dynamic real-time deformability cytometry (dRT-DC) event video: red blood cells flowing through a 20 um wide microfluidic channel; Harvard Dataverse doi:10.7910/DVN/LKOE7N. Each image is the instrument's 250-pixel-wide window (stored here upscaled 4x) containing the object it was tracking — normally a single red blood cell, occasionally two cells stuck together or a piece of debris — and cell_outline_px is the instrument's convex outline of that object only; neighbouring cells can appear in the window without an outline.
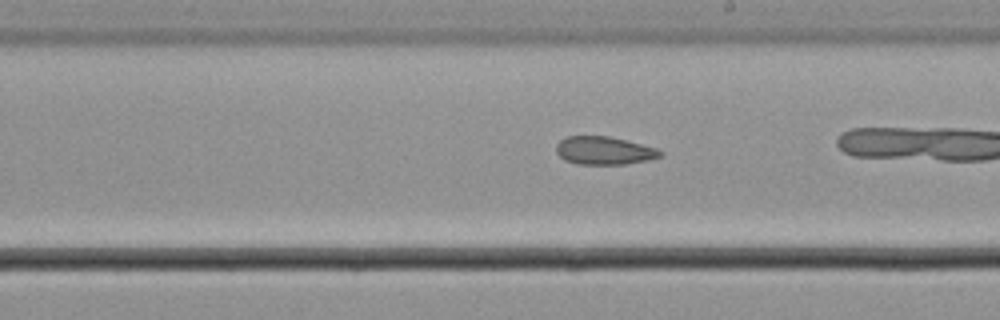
{"species": "common noctule bat (a hibernating species)", "species_latin": "Nyctalus noctula", "temperature_condition": "cold", "stored_images_in_passage": 27, "camera_frame_rate_fps": 3000, "um_per_image_px": 0.085, "animal": {"sex": "male", "body_mass_g": 21.5, "forearm_length_mm": 52.0}, "frame": {"image": 1, "passage_image": 16, "time_ms": 5.0, "image_size_px": [1000, 320], "cell_outline_px": [[664, 152], [660, 156], [648, 160], [624, 164], [576, 164], [564, 160], [556, 152], [556, 144], [560, 140], [568, 136], [608, 136], [656, 148]], "centroid_in_image_um": [51.31, 12.8], "position_along_channel_um": 237.7, "area_um2": 16.88}}